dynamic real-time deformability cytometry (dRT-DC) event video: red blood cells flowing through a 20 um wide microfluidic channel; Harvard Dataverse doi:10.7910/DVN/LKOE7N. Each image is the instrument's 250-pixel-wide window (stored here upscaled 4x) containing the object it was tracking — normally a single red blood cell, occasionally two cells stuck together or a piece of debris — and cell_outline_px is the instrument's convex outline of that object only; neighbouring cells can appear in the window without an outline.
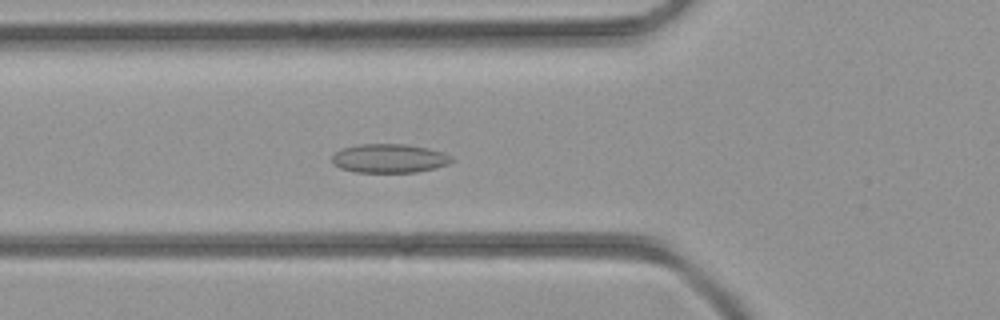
{"species": "common noctule bat (a hibernating species)", "species_latin": "Nyctalus noctula", "temperature_condition": "room temperature", "stored_images_in_passage": 27, "camera_frame_rate_fps": 3000, "um_per_image_px": 0.085, "animal": {"sex": "female", "body_mass_g": 21.9}, "frame": {"image": 1, "passage_image": 3, "time_ms": 0.667, "image_size_px": [1000, 320], "cell_outline_px": [[456, 160], [448, 164], [436, 168], [416, 172], [356, 172], [340, 168], [332, 164], [332, 152], [356, 144], [404, 144], [428, 148], [444, 152], [452, 156]], "centroid_in_image_um": [33.1, 13.46], "position_along_channel_um": 92.7, "area_um2": 20.4}}
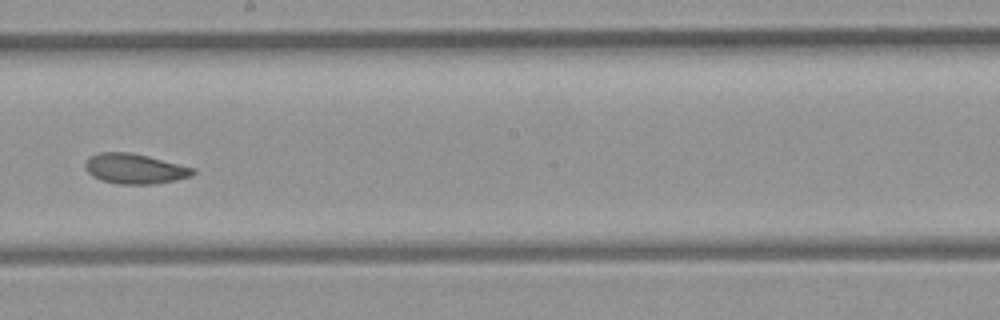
{"frame": {"image": 2, "passage_image": 12, "time_ms": 3.667, "image_size_px": [1000, 320], "cell_outline_px": [[196, 172], [192, 176], [152, 184], [116, 184], [100, 180], [92, 176], [84, 168], [84, 164], [88, 156], [100, 152], [128, 152], [148, 156], [196, 168]], "centroid_in_image_um": [11.42, 14.34], "position_along_channel_um": 236.8, "area_um2": 19.02}}
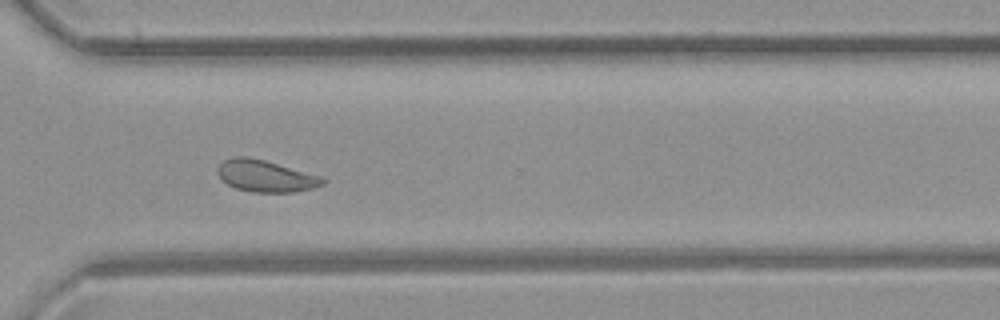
{"frame": {"image": 3, "passage_image": 19, "time_ms": 6.0, "image_size_px": [1000, 320], "cell_outline_px": [[328, 180], [324, 184], [312, 188], [292, 192], [252, 192], [236, 188], [228, 184], [220, 176], [216, 168], [224, 160], [232, 156], [248, 156], [264, 160], [324, 176]], "centroid_in_image_um": [22.62, 14.95], "position_along_channel_um": 348.0, "area_um2": 19.54}}